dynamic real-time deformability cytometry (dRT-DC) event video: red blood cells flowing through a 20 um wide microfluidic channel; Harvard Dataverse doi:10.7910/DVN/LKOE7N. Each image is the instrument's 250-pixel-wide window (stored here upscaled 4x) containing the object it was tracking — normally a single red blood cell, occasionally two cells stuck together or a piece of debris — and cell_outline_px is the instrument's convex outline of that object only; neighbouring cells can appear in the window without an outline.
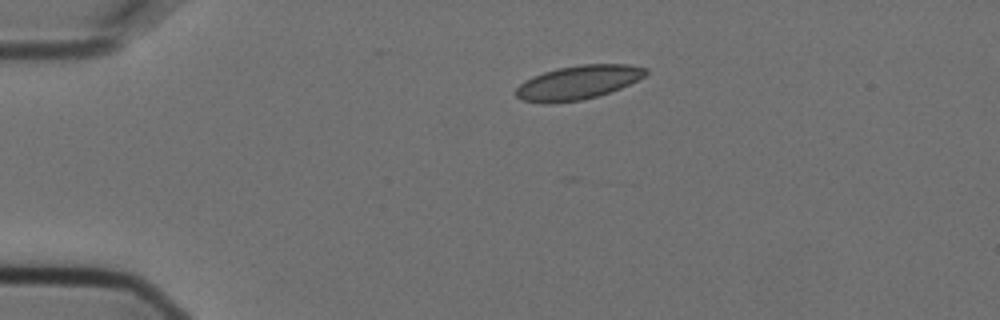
{"species": "Egyptian fruit bat (a non-hibernating species)", "species_latin": "Rousettus aegyptiacus", "temperature_condition": "cold", "stored_images_in_passage": 3, "camera_frame_rate_fps": 3000, "um_per_image_px": 0.085, "animal": {"sex": "female"}, "frame": {"image": 1, "passage_image": 1, "time_ms": 0.0, "image_size_px": [1000, 320], "cell_outline_px": [[648, 72], [644, 76], [620, 88], [596, 96], [580, 100], [552, 104], [544, 104], [520, 100], [516, 96], [516, 88], [524, 80], [532, 76], [556, 68], [580, 64], [632, 64], [648, 68]], "centroid_in_image_um": [49.09, 7.01], "position_along_channel_um": 35.9, "area_um2": 25.84}}
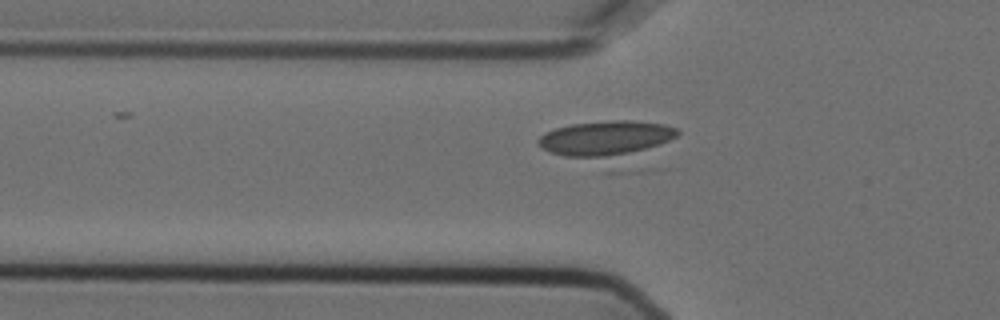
{"frame": {"image": 2, "passage_image": 3, "time_ms": 0.667, "image_size_px": [1000, 320], "cell_outline_px": [[680, 132], [676, 136], [620, 172], [604, 172], [548, 152], [536, 144], [536, 140], [544, 132], [556, 128], [572, 124], [612, 120], [632, 120], [664, 124], [676, 128]], "centroid_in_image_um": [51.57, 12.11], "position_along_channel_um": 74.2, "area_um2": 35.26}}